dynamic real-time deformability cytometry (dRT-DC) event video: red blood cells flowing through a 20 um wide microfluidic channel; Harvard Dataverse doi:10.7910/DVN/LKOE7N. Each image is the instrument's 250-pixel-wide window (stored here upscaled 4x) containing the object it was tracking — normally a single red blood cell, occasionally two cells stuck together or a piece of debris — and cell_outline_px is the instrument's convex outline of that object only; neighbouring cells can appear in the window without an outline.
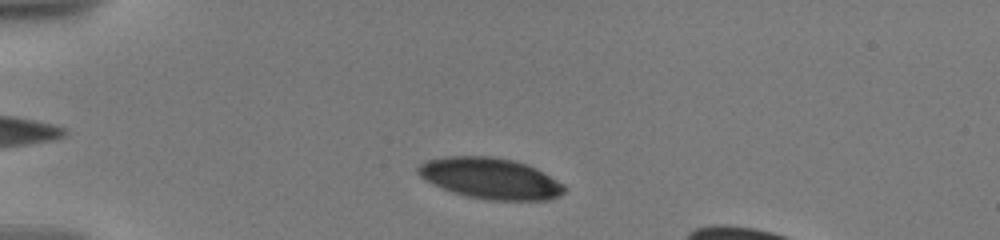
{"species": "human", "species_latin": "Homo sapiens", "temperature_condition": "warm", "stored_images_in_passage": 43, "camera_frame_rate_fps": 3000, "um_per_image_px": 0.085, "donor": {"sex": "male"}, "frame": {"image": 1, "passage_image": 5, "time_ms": 1.667, "image_size_px": [1000, 240], "cell_outline_px": [[568, 188], [560, 196], [548, 200], [488, 200], [468, 196], [452, 192], [432, 184], [424, 180], [416, 172], [416, 168], [420, 164], [428, 160], [444, 156], [488, 156], [512, 160], [536, 168], [564, 184]], "centroid_in_image_um": [41.67, 15.17], "position_along_channel_um": 43.3, "area_um2": 35.03}}
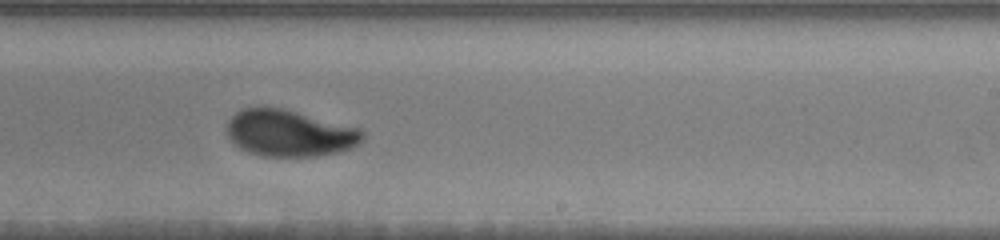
{"frame": {"image": 2, "passage_image": 26, "time_ms": 9.0, "image_size_px": [1000, 240], "cell_outline_px": [[364, 140], [360, 144], [352, 148], [336, 152], [316, 156], [260, 156], [248, 152], [232, 144], [228, 136], [228, 120], [236, 112], [244, 108], [284, 108], [360, 128], [364, 132]], "centroid_in_image_um": [24.63, 11.33], "position_along_channel_um": 264.4, "area_um2": 36.93}}
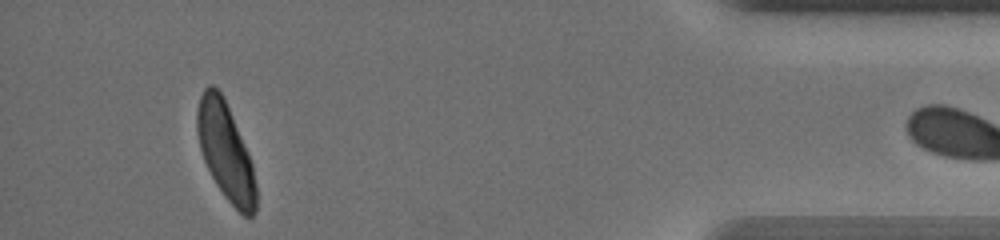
{"frame": {"image": 3, "passage_image": 42, "time_ms": 14.667, "image_size_px": [1000, 240], "cell_outline_px": [[256, 212], [252, 216], [244, 216], [224, 196], [216, 184], [204, 160], [200, 148], [196, 132], [196, 108], [200, 96], [204, 88], [208, 84], [212, 84], [224, 96], [248, 152], [252, 164], [256, 184]], "centroid_in_image_um": [19.16, 12.84], "position_along_channel_um": 416.0, "area_um2": 33.41}}